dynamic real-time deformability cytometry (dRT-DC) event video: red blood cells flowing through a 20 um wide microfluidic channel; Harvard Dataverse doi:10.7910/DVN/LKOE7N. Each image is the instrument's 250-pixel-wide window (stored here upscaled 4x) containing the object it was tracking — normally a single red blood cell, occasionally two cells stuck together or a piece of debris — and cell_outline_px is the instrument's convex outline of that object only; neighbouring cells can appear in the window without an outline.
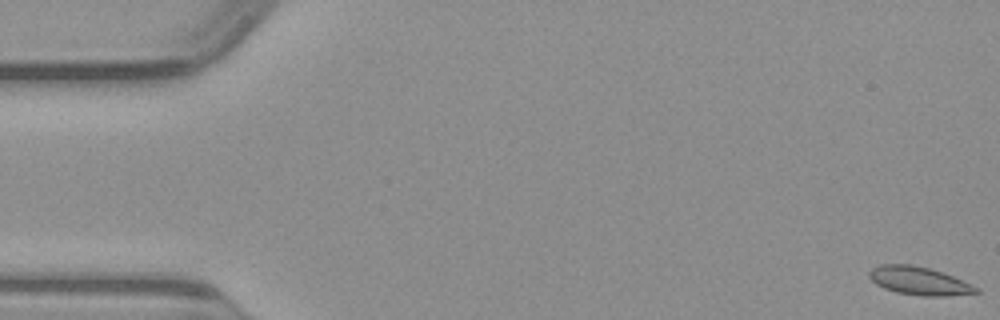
{"species": "common noctule bat (a hibernating species)", "species_latin": "Nyctalus noctula", "temperature_condition": "warm", "stored_images_in_passage": 50, "camera_frame_rate_fps": 3000, "um_per_image_px": 0.085, "animal": {"sex": "male", "body_mass_g": 23.1, "forearm_length_mm": 52.7}, "frame": {"image": 1, "passage_image": 1, "time_ms": 0.0, "image_size_px": [1000, 320], "cell_outline_px": [[980, 292], [948, 296], [924, 296], [896, 292], [884, 288], [876, 284], [868, 276], [868, 272], [872, 268], [880, 264], [912, 264], [928, 268], [952, 276], [972, 284], [980, 288]], "centroid_in_image_um": [78.12, 23.87], "position_along_channel_um": 6.9, "area_um2": 17.51}}
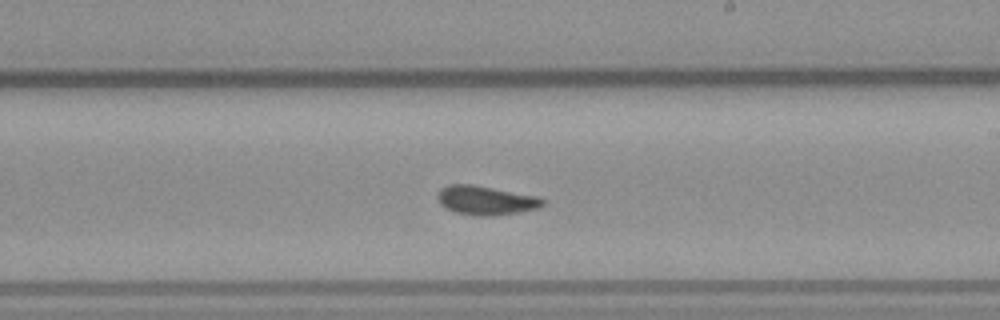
{"frame": {"image": 2, "passage_image": 29, "time_ms": 9.333, "image_size_px": [1000, 320], "cell_outline_px": [[544, 204], [540, 208], [516, 212], [488, 216], [476, 216], [456, 212], [440, 204], [436, 196], [440, 188], [448, 184], [472, 184], [540, 196], [544, 200]], "centroid_in_image_um": [41.29, 17.01], "position_along_channel_um": 247.7, "area_um2": 17.86}}
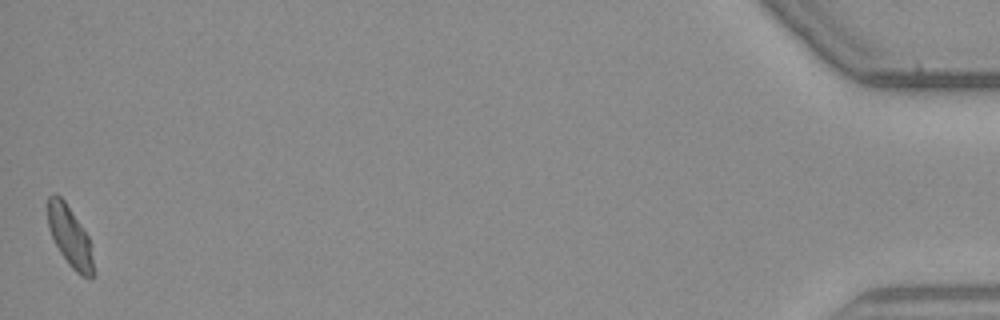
{"frame": {"image": 3, "passage_image": 50, "time_ms": 16.333, "image_size_px": [1000, 320], "cell_outline_px": [[92, 276], [80, 276], [68, 264], [60, 252], [48, 228], [48, 196], [52, 192], [56, 192], [64, 200], [88, 236], [92, 260]], "centroid_in_image_um": [5.89, 20.04], "position_along_channel_um": 429.3, "area_um2": 15.61}}